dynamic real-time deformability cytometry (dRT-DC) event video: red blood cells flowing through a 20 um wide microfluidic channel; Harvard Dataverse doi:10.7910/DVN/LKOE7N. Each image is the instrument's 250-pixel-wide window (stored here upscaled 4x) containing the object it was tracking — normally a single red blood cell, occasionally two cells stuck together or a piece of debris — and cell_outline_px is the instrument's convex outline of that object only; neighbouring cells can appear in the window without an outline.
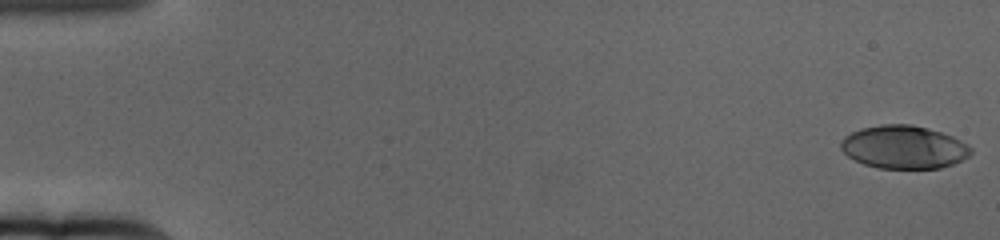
{"species": "human", "species_latin": "Homo sapiens", "temperature_condition": "cold", "stored_images_in_passage": 66, "camera_frame_rate_fps": 3000, "um_per_image_px": 0.085, "donor": {"sex": "female"}, "frame": {"image": 1, "passage_image": 1, "time_ms": 0.0, "image_size_px": [1000, 240], "cell_outline_px": [[972, 152], [968, 156], [952, 164], [940, 168], [876, 168], [864, 164], [848, 156], [840, 148], [840, 140], [844, 136], [860, 128], [880, 124], [912, 124], [928, 128], [952, 136], [968, 144], [972, 148]], "centroid_in_image_um": [76.8, 12.49], "position_along_channel_um": 8.2, "area_um2": 32.71}}
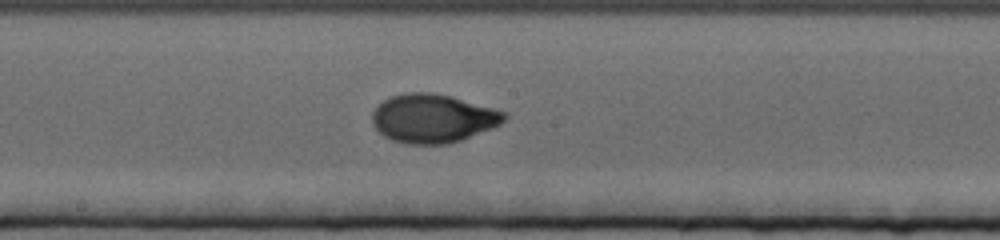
{"frame": {"image": 2, "passage_image": 36, "time_ms": 11.667, "image_size_px": [1000, 240], "cell_outline_px": [[508, 116], [500, 124], [492, 128], [460, 140], [448, 144], [408, 144], [392, 140], [384, 136], [372, 124], [372, 112], [388, 96], [404, 92], [432, 92], [452, 96], [508, 112]], "centroid_in_image_um": [36.8, 10.05], "position_along_channel_um": 211.4, "area_um2": 37.63}}
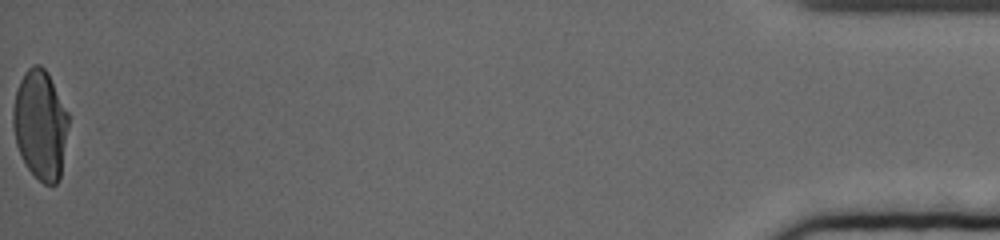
{"frame": {"image": 3, "passage_image": 66, "time_ms": 21.667, "image_size_px": [1000, 240], "cell_outline_px": [[68, 124], [60, 176], [56, 184], [44, 184], [28, 168], [16, 144], [12, 124], [12, 112], [16, 92], [20, 80], [24, 72], [32, 64], [40, 64], [48, 72], [68, 112]], "centroid_in_image_um": [3.42, 10.55], "position_along_channel_um": 431.8, "area_um2": 35.08}, "authors_computed_cell_mechanics": {"area_um2": 35.3158, "velocity_mm_per_s": 3.1268, "shape_relaxation_time_tau1_ms": 5.6929, "shape_relaxation_time_tau2_ms": null, "deformation_change_tau1": 0.2166, "deformation_change_tau2": null}}